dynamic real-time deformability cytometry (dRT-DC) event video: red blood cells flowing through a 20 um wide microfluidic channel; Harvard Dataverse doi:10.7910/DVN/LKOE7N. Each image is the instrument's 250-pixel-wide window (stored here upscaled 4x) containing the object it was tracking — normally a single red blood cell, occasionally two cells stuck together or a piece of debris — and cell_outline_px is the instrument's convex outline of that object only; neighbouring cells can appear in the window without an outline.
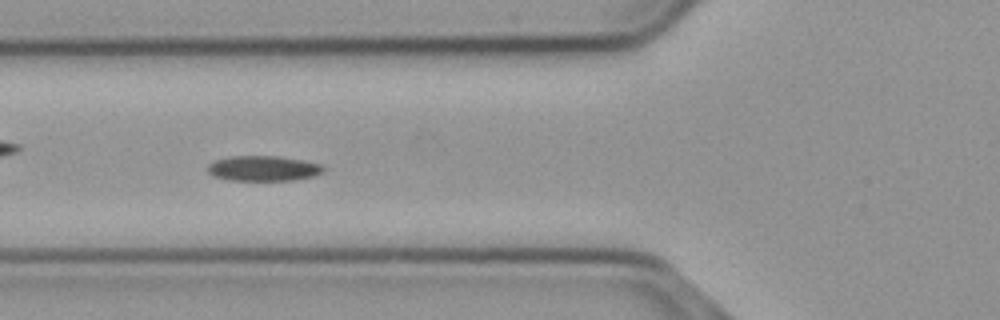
{"species": "common noctule bat (a hibernating species)", "species_latin": "Nyctalus noctula", "temperature_condition": "cold", "stored_images_in_passage": 53, "camera_frame_rate_fps": 3000, "um_per_image_px": 0.085, "animal": {"sex": "male", "body_mass_g": 23.1, "forearm_length_mm": 52.7}, "frame": {"image": 1, "passage_image": 17, "time_ms": 5.333, "image_size_px": [1000, 320], "cell_outline_px": [[324, 172], [312, 176], [292, 180], [228, 180], [212, 176], [208, 172], [208, 164], [212, 160], [228, 156], [276, 156], [300, 160], [320, 164], [324, 168]], "centroid_in_image_um": [22.3, 14.31], "position_along_channel_um": 103.5, "area_um2": 16.99}}
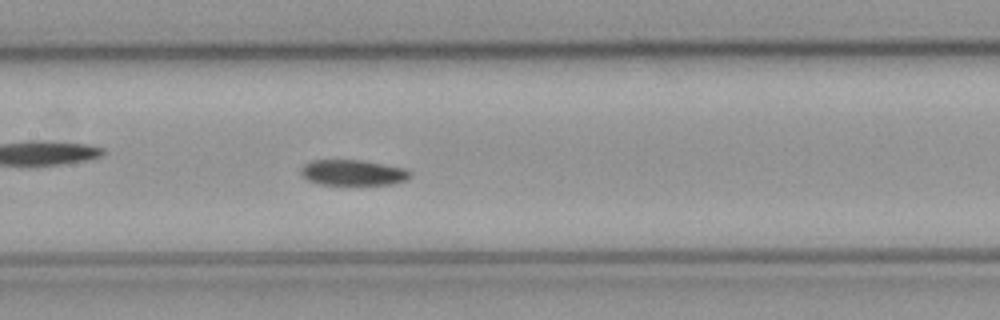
{"frame": {"image": 2, "passage_image": 23, "time_ms": 7.333, "image_size_px": [1000, 320], "cell_outline_px": [[412, 176], [408, 180], [392, 184], [320, 184], [308, 180], [300, 172], [300, 168], [304, 164], [312, 160], [364, 160], [408, 168], [412, 172]], "centroid_in_image_um": [30.07, 14.66], "position_along_channel_um": 177.3, "area_um2": 16.53}}
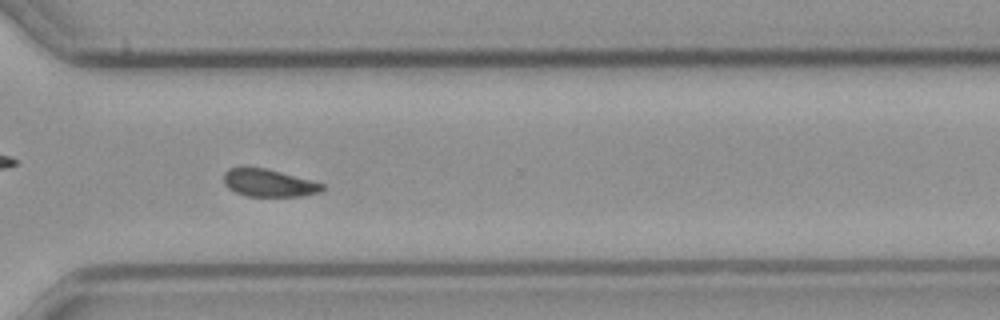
{"frame": {"image": 3, "passage_image": 37, "time_ms": 12.0, "image_size_px": [1000, 320], "cell_outline_px": [[324, 188], [320, 192], [300, 196], [244, 196], [228, 188], [224, 184], [224, 172], [228, 168], [244, 164], [264, 168], [280, 172], [324, 184]], "centroid_in_image_um": [22.75, 15.52], "position_along_channel_um": 347.9, "area_um2": 16.07}, "authors_computed_cell_mechanics": {"area_um2": 16.8198, "velocity_mm_per_s": 3.6649, "shape_relaxation_time_tau1_ms": 8.0275, "shape_relaxation_time_tau2_ms": null, "deformation_change_tau1": 0.1278, "deformation_change_tau2": null}}